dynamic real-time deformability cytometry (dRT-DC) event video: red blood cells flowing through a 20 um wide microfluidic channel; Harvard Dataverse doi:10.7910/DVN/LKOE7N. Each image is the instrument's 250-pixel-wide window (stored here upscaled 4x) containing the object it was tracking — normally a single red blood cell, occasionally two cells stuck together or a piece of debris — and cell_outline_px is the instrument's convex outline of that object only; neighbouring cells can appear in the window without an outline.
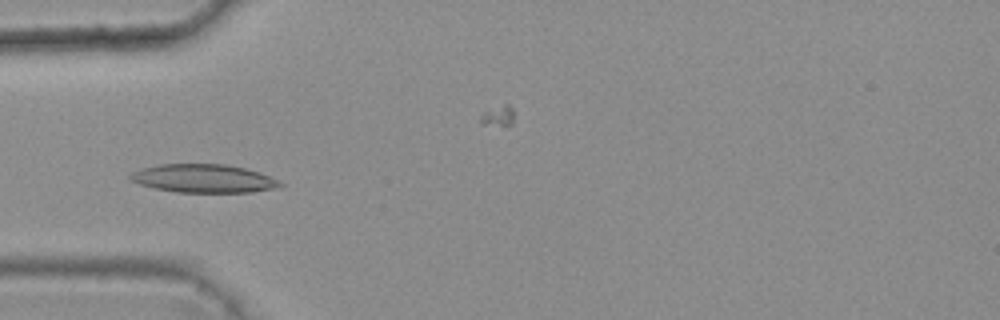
{"species": "common noctule bat (a hibernating species)", "species_latin": "Nyctalus noctula", "temperature_condition": "warm", "stored_images_in_passage": 7, "camera_frame_rate_fps": 3000, "um_per_image_px": 0.085, "animal": {"sex": "female", "body_mass_g": 25.1}, "frame": {"image": 1, "passage_image": 4, "time_ms": 1.0, "image_size_px": [1000, 320], "cell_outline_px": [[284, 184], [280, 188], [252, 192], [176, 192], [156, 188], [140, 184], [128, 180], [128, 176], [132, 172], [140, 168], [160, 164], [224, 164], [244, 168], [260, 172]], "centroid_in_image_um": [17.29, 15.17], "position_along_channel_um": 67.7, "area_um2": 24.8}}
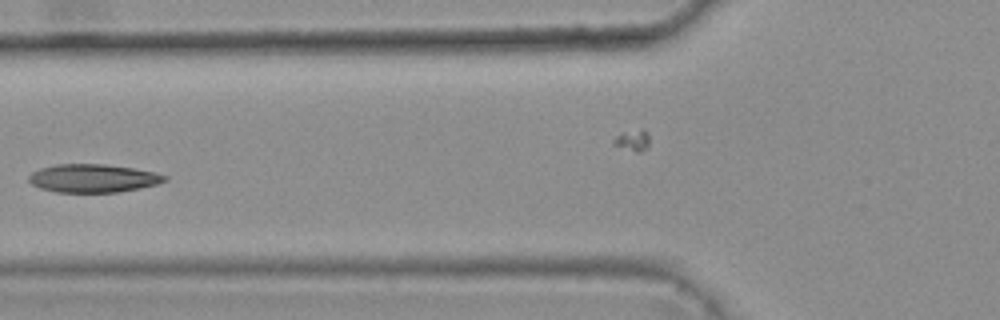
{"frame": {"image": 2, "passage_image": 5, "time_ms": 1.333, "image_size_px": [1000, 320], "cell_outline_px": [[168, 180], [156, 184], [116, 192], [56, 192], [40, 188], [32, 184], [28, 180], [28, 176], [32, 172], [40, 168], [56, 164], [104, 164], [132, 168], [152, 172], [168, 176]], "centroid_in_image_um": [7.86, 15.15], "position_along_channel_um": 117.9, "area_um2": 22.14}}
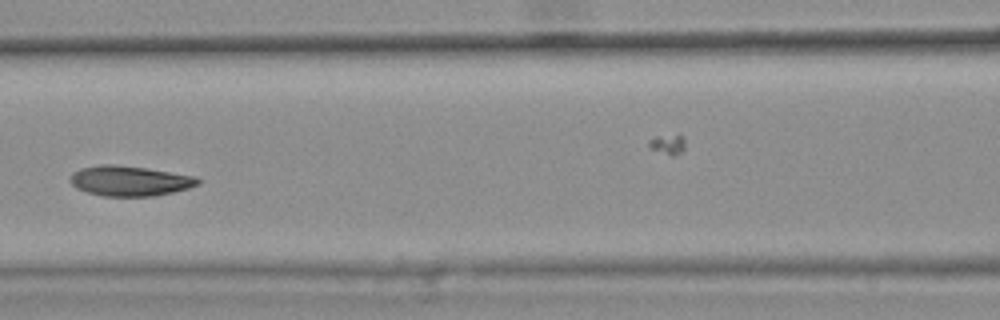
{"frame": {"image": 3, "passage_image": 6, "time_ms": 1.667, "image_size_px": [1000, 320], "cell_outline_px": [[200, 184], [188, 188], [172, 192], [152, 196], [104, 196], [88, 192], [76, 188], [68, 180], [72, 172], [80, 168], [104, 164], [112, 164], [144, 168], [192, 176], [200, 180]], "centroid_in_image_um": [10.96, 15.38], "position_along_channel_um": 155.6, "area_um2": 22.14}}